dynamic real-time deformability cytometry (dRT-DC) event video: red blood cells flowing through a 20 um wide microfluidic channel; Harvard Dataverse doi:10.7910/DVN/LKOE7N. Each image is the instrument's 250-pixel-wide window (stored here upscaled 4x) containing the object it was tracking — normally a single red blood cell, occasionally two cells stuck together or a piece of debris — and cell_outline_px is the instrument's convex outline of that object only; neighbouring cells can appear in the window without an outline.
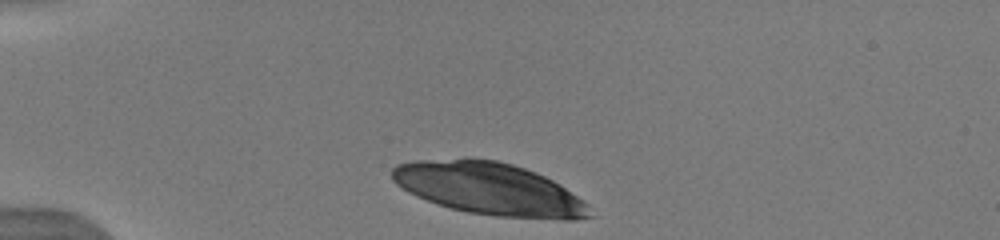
{"species": "human", "species_latin": "Homo sapiens", "temperature_condition": "warm", "stored_images_in_passage": 18, "camera_frame_rate_fps": 3000, "um_per_image_px": 0.085, "donor": {"sex": "male"}, "frame": {"image": 1, "passage_image": 1, "time_ms": 0.0, "image_size_px": [1000, 240], "cell_outline_px": [[592, 216], [572, 220], [564, 220], [496, 216], [468, 212], [452, 208], [416, 196], [408, 192], [396, 184], [392, 180], [392, 168], [396, 164], [416, 160], [464, 156], [472, 156], [500, 160], [536, 172], [560, 184], [584, 200], [588, 204]], "centroid_in_image_um": [41.58, 16.01], "position_along_channel_um": 43.4, "area_um2": 60.98}}